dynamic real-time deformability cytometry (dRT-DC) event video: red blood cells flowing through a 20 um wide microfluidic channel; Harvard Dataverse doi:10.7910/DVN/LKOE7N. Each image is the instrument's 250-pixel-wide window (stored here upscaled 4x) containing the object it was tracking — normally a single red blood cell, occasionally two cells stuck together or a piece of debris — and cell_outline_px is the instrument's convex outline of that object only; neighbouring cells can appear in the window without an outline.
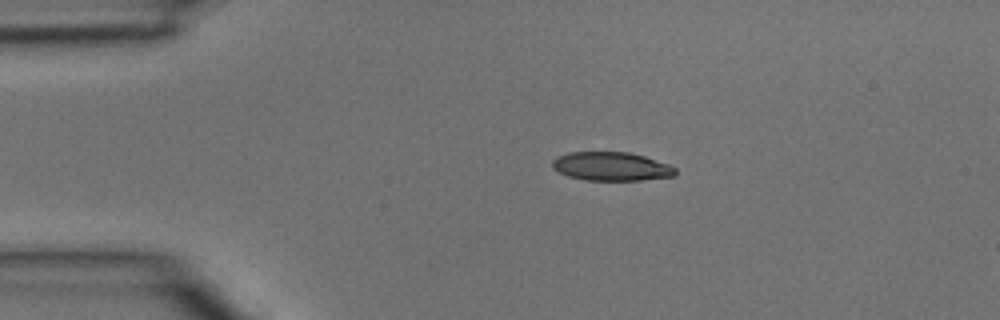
{"species": "common noctule bat (a hibernating species)", "species_latin": "Nyctalus noctula", "temperature_condition": "room temperature", "stored_images_in_passage": 3, "camera_frame_rate_fps": 3000, "um_per_image_px": 0.085, "animal": {"sex": "male", "body_mass_g": 15.6}, "frame": {"image": 1, "passage_image": 1, "time_ms": 0.0, "image_size_px": [1000, 320], "cell_outline_px": [[676, 176], [640, 180], [584, 180], [568, 176], [552, 168], [552, 160], [556, 156], [568, 152], [628, 152], [644, 156], [668, 164], [676, 168]], "centroid_in_image_um": [51.95, 14.14], "position_along_channel_um": 33.1, "area_um2": 20.63}}